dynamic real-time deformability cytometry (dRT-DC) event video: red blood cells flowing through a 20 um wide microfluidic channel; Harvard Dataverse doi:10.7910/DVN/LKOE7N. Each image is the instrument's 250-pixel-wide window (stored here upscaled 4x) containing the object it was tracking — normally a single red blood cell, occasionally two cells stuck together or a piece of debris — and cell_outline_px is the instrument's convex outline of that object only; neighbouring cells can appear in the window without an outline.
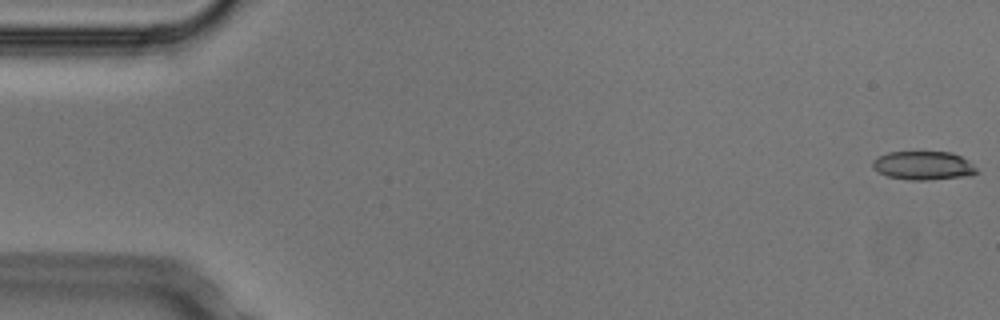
{"species": "Egyptian fruit bat (a non-hibernating species)", "species_latin": "Rousettus aegyptiacus", "temperature_condition": "cold", "stored_images_in_passage": 5, "camera_frame_rate_fps": 3000, "um_per_image_px": 0.085, "animal": {"sex": "male"}, "frame": {"image": 1, "passage_image": 1, "time_ms": 0.0, "image_size_px": [1000, 320], "cell_outline_px": [[980, 172], [972, 176], [928, 180], [908, 180], [888, 176], [872, 168], [872, 160], [888, 152], [952, 152], [968, 160]], "centroid_in_image_um": [78.52, 14.08], "position_along_channel_um": 6.5, "area_um2": 17.51}}
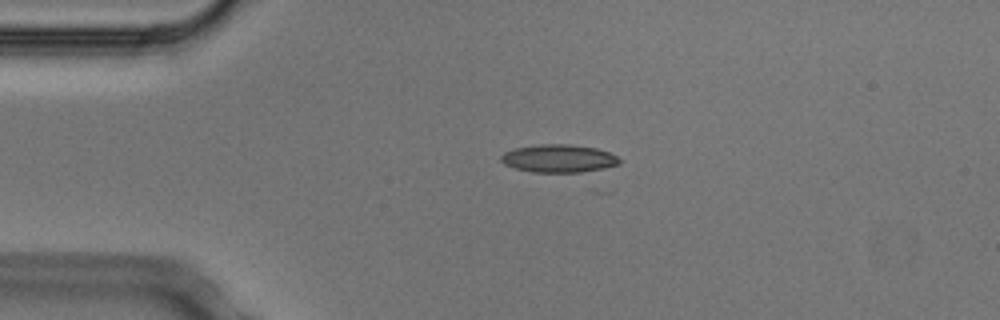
{"frame": {"image": 2, "passage_image": 4, "time_ms": 1.0, "image_size_px": [1000, 320], "cell_outline_px": [[620, 164], [604, 168], [580, 172], [532, 172], [516, 168], [504, 164], [500, 160], [500, 156], [504, 152], [516, 148], [540, 144], [568, 144], [596, 148], [608, 152], [616, 156], [620, 160]], "centroid_in_image_um": [47.48, 13.47], "position_along_channel_um": 37.5, "area_um2": 19.13}}